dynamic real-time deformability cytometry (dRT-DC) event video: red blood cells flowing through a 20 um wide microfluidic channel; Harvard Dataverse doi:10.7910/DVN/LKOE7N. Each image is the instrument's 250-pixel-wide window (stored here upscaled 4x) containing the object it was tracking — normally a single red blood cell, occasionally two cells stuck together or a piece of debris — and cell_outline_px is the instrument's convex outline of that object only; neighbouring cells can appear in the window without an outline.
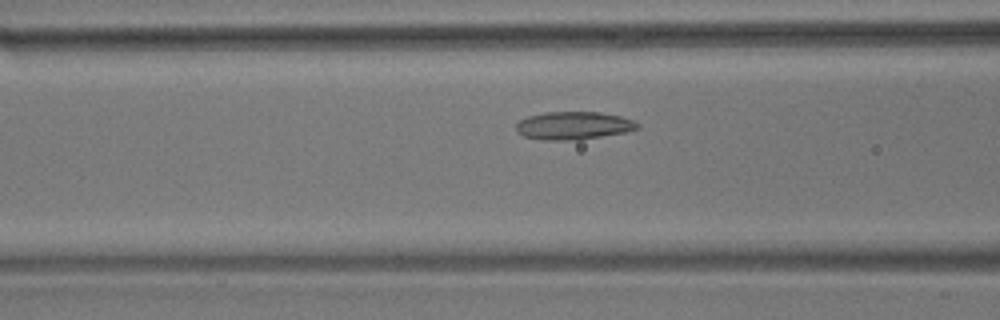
{"species": "common noctule bat (a hibernating species)", "species_latin": "Nyctalus noctula", "temperature_condition": "room temperature", "stored_images_in_passage": 31, "camera_frame_rate_fps": 3000, "um_per_image_px": 0.085, "animal": {"sex": "male", "body_mass_g": 17.9}, "frame": {"image": 1, "passage_image": 11, "time_ms": 3.333, "image_size_px": [1000, 320], "cell_outline_px": [[640, 128], [628, 132], [576, 140], [540, 140], [524, 136], [516, 132], [516, 124], [520, 120], [528, 116], [548, 112], [600, 112], [620, 116], [632, 120], [640, 124]], "centroid_in_image_um": [48.76, 10.68], "position_along_channel_um": 117.8, "area_um2": 19.83}}
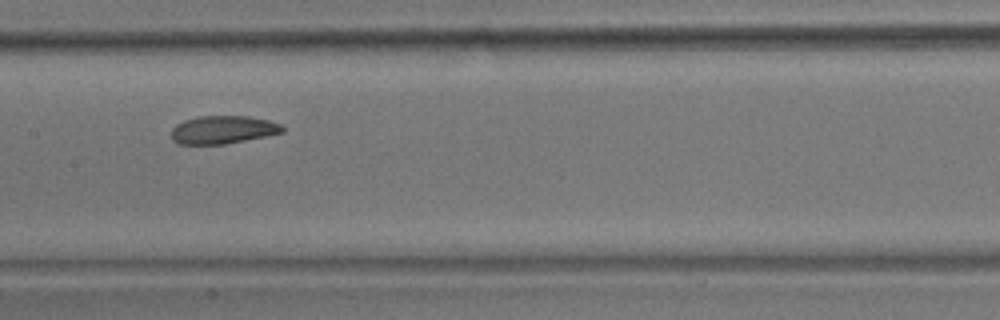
{"frame": {"image": 2, "passage_image": 17, "time_ms": 5.333, "image_size_px": [1000, 320], "cell_outline_px": [[284, 132], [224, 144], [176, 144], [172, 140], [172, 128], [176, 124], [184, 120], [200, 116], [248, 116], [268, 120], [280, 124], [284, 128]], "centroid_in_image_um": [18.92, 11.02], "position_along_channel_um": 188.5, "area_um2": 18.03}}
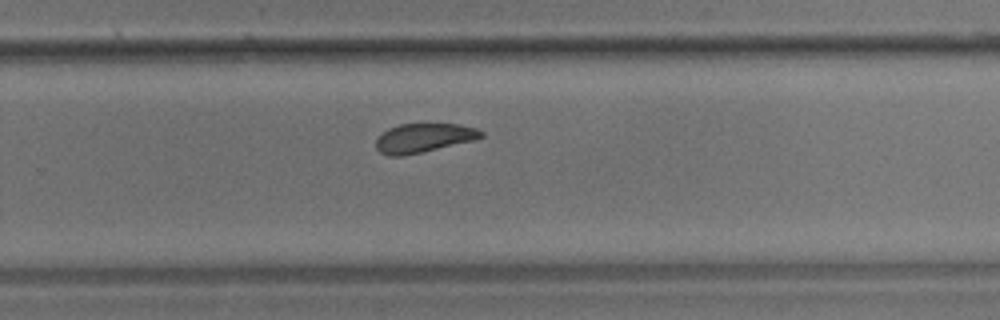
{"frame": {"image": 3, "passage_image": 26, "time_ms": 8.333, "image_size_px": [1000, 320], "cell_outline_px": [[484, 136], [476, 140], [404, 156], [388, 156], [380, 152], [376, 148], [376, 140], [388, 128], [400, 124], [460, 124], [476, 128], [484, 132]], "centroid_in_image_um": [36.04, 11.73], "position_along_channel_um": 293.8, "area_um2": 17.86}, "authors_computed_cell_mechanics": {"area_um2": 18.6694, "velocity_mm_per_s": 3.5238, "shape_relaxation_time_tau1_ms": 6.01, "shape_relaxation_time_tau2_ms": 3.5574, "deformation_change_tau1": 0.1364, "deformation_change_tau2": 0.079}}